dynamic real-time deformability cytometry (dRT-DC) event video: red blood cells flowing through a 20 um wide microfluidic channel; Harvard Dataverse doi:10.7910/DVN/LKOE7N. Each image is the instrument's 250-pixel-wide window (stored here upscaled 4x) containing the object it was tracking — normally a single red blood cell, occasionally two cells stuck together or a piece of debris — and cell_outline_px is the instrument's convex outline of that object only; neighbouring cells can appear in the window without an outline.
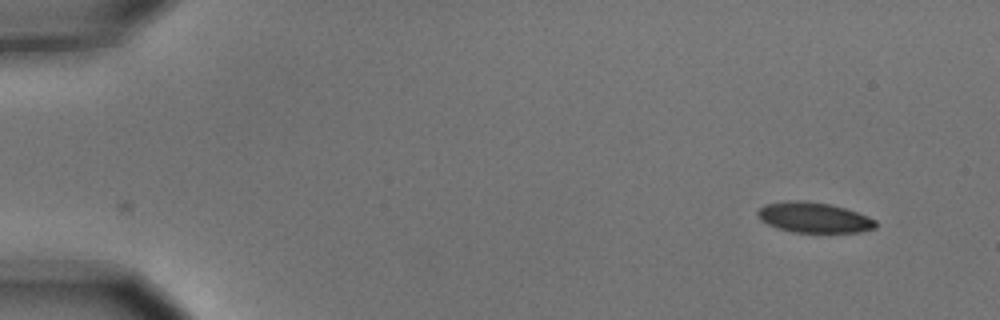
{"species": "common noctule bat (a hibernating species)", "species_latin": "Nyctalus noctula", "temperature_condition": "cold", "stored_images_in_passage": 7, "camera_frame_rate_fps": 3000, "um_per_image_px": 0.085, "animal": {"sex": "male", "body_mass_g": 15.6}, "frame": {"image": 1, "passage_image": 1, "time_ms": 0.0, "image_size_px": [1000, 320], "cell_outline_px": [[876, 228], [860, 232], [792, 232], [776, 228], [760, 220], [756, 212], [764, 204], [784, 200], [804, 200], [828, 204], [844, 208], [868, 216], [876, 220]], "centroid_in_image_um": [69.14, 18.48], "position_along_channel_um": 15.9, "area_um2": 20.98}}
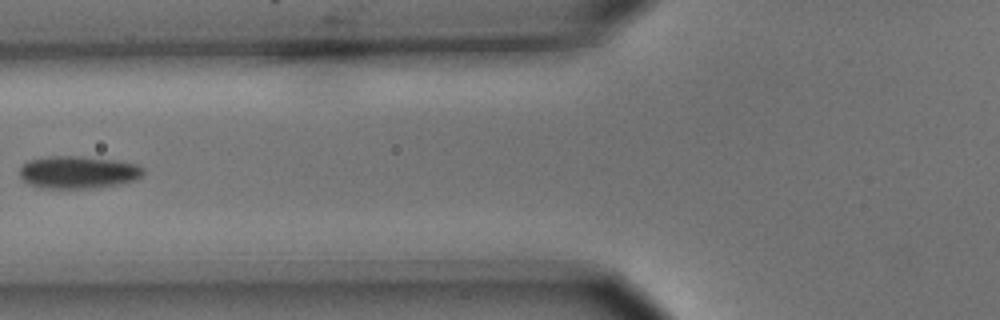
{"frame": {"image": 2, "passage_image": 6, "time_ms": 1.667, "image_size_px": [1000, 320], "cell_outline_px": [[144, 172], [136, 180], [116, 184], [92, 188], [40, 188], [28, 184], [20, 176], [20, 168], [28, 160], [48, 156], [80, 156], [116, 160], [136, 164], [144, 168]], "centroid_in_image_um": [6.62, 14.63], "position_along_channel_um": 119.2, "area_um2": 23.41}}
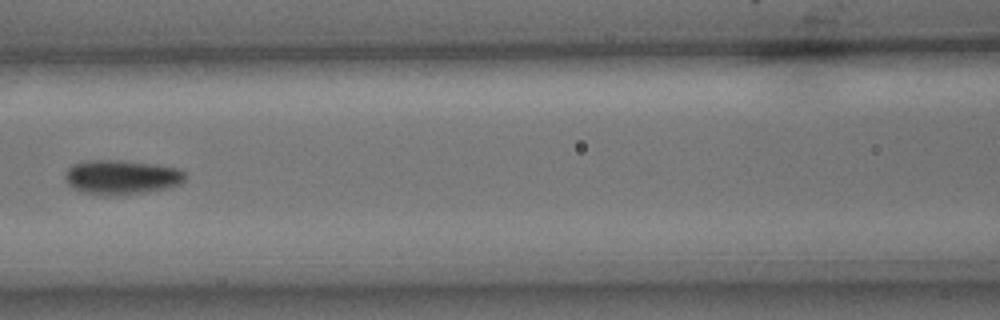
{"frame": {"image": 3, "passage_image": 7, "time_ms": 2.0, "image_size_px": [1000, 320], "cell_outline_px": [[184, 180], [180, 184], [148, 192], [116, 196], [104, 196], [84, 192], [72, 188], [68, 184], [64, 176], [68, 168], [72, 164], [84, 160], [116, 160], [156, 164], [176, 168], [184, 172]], "centroid_in_image_um": [10.28, 15.06], "position_along_channel_um": 156.3, "area_um2": 24.22}}